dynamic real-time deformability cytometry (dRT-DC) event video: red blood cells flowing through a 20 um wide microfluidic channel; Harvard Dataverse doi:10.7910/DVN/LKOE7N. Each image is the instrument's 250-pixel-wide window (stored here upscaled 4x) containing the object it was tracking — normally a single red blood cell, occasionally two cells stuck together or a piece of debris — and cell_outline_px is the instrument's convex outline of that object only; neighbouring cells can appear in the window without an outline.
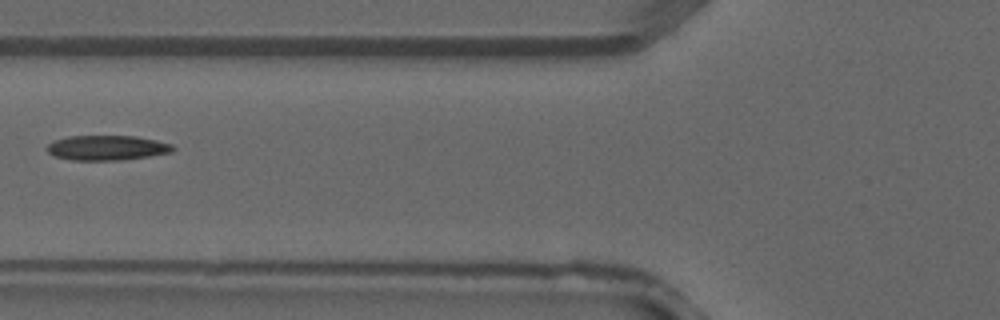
{"species": "common noctule bat (a hibernating species)", "species_latin": "Nyctalus noctula", "temperature_condition": "warm", "stored_images_in_passage": 4, "camera_frame_rate_fps": 3000, "um_per_image_px": 0.085, "animal": {"sex": "male", "forearm_length_mm": 52.5}, "frame": {"image": 1, "passage_image": 4, "time_ms": 1.0, "image_size_px": [1000, 320], "cell_outline_px": [[176, 148], [172, 152], [148, 156], [120, 160], [72, 160], [56, 156], [48, 152], [48, 144], [52, 140], [68, 136], [136, 136], [156, 140], [172, 144]], "centroid_in_image_um": [9.1, 12.55], "position_along_channel_um": 116.7, "area_um2": 18.21}}